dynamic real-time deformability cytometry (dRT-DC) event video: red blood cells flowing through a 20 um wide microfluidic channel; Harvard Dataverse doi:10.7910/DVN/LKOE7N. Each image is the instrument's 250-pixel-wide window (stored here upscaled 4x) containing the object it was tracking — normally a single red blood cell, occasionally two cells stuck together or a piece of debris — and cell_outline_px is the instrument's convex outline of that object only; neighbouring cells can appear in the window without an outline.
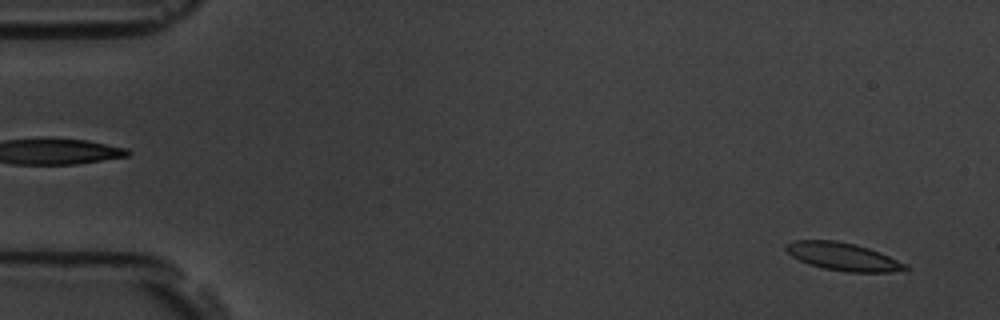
{"species": "common noctule bat (a hibernating species)", "species_latin": "Nyctalus noctula", "temperature_condition": "room temperature", "stored_images_in_passage": 6, "segment_of_instrument_passage": [2, 2], "camera_frame_rate_fps": 3000, "um_per_image_px": 0.085, "animal": {"sex": "male", "body_mass_g": 19.5, "forearm_length_mm": 54.6}, "frame": {"image": 1, "passage_image": 6, "time_ms": 6.0, "image_size_px": [1000, 320], "cell_outline_px": [[908, 268], [892, 272], [848, 272], [824, 268], [808, 264], [792, 256], [784, 248], [784, 244], [796, 240], [836, 240], [856, 244], [880, 252], [908, 264]], "centroid_in_image_um": [71.65, 21.8], "position_along_channel_um": 13.3, "area_um2": 19.36}}